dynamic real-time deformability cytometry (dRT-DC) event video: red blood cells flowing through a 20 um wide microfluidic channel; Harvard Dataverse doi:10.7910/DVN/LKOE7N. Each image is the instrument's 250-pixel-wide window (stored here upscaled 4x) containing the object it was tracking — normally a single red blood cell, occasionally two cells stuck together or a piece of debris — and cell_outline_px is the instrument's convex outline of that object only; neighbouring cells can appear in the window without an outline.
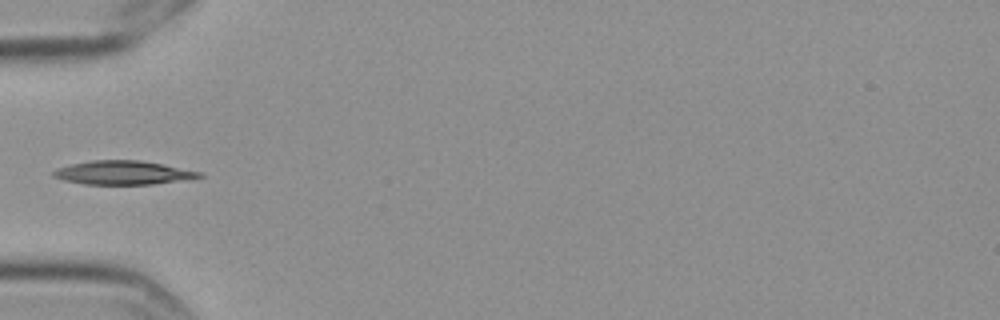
{"species": "Egyptian fruit bat (a non-hibernating species)", "species_latin": "Rousettus aegyptiacus", "temperature_condition": "cold", "stored_images_in_passage": 5, "segment_of_instrument_passage": [2, 2], "camera_frame_rate_fps": 3000, "um_per_image_px": 0.085, "frame": {"image": 1, "passage_image": 5, "time_ms": 1.333, "image_size_px": [1000, 320], "cell_outline_px": [[204, 176], [152, 184], [84, 184], [64, 180], [52, 176], [52, 172], [56, 168], [72, 164], [92, 160], [140, 160], [200, 172]], "centroid_in_image_um": [10.37, 14.67], "position_along_channel_um": 74.6, "area_um2": 19.77}}